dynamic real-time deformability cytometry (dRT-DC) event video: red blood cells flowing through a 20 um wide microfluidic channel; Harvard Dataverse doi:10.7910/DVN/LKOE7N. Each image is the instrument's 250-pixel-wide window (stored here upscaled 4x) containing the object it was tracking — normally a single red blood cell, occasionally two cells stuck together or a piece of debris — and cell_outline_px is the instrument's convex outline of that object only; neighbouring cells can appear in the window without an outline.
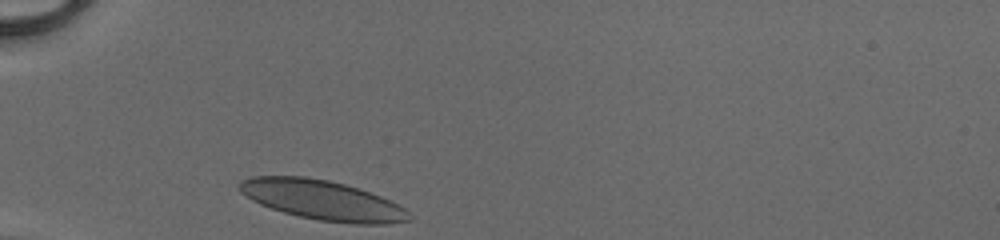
{"species": "human", "species_latin": "Homo sapiens", "temperature_condition": "cold", "stored_images_in_passage": 27, "camera_frame_rate_fps": 3000, "um_per_image_px": 0.085, "donor": {"sex": "male"}, "frame": {"image": 1, "passage_image": 1, "time_ms": 0.0, "image_size_px": [1000, 240], "cell_outline_px": [[412, 220], [388, 224], [356, 224], [320, 220], [300, 216], [284, 212], [260, 204], [252, 200], [240, 192], [240, 184], [244, 180], [252, 176], [304, 176], [328, 180], [344, 184], [380, 196], [404, 208], [408, 212]], "centroid_in_image_um": [27.41, 17.01], "position_along_channel_um": 57.6, "area_um2": 38.67}}
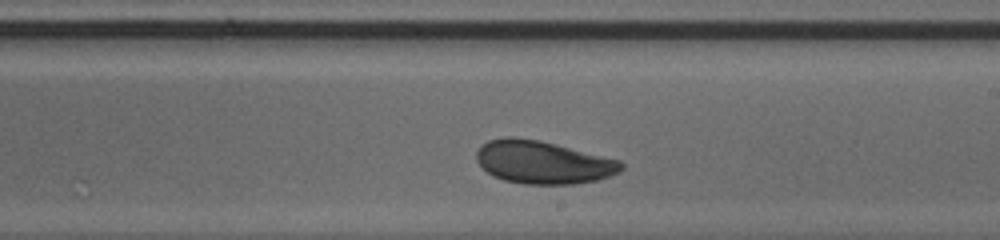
{"frame": {"image": 2, "passage_image": 16, "time_ms": 5.0, "image_size_px": [1000, 240], "cell_outline_px": [[624, 168], [620, 172], [596, 180], [572, 184], [524, 184], [504, 180], [492, 176], [476, 160], [476, 152], [488, 140], [504, 136], [516, 136], [540, 140], [620, 160], [624, 164]], "centroid_in_image_um": [46.15, 13.78], "position_along_channel_um": 242.9, "area_um2": 36.24}}
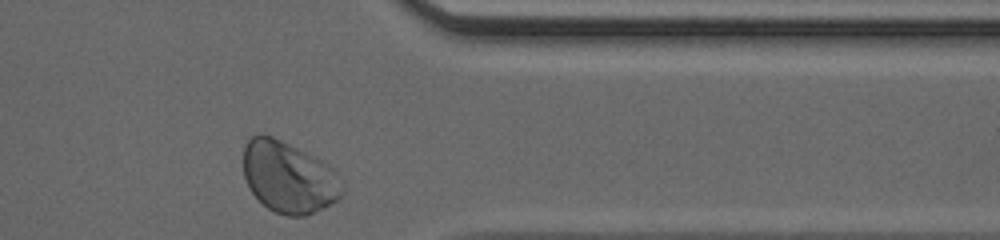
{"frame": {"image": 3, "passage_image": 27, "time_ms": 8.667, "image_size_px": [1000, 240], "cell_outline_px": [[344, 192], [336, 200], [324, 208], [304, 216], [288, 216], [276, 212], [268, 208], [248, 188], [244, 176], [244, 148], [248, 140], [252, 136], [260, 132], [264, 132], [320, 160], [332, 168], [336, 172], [344, 184]], "centroid_in_image_um": [24.54, 15.06], "position_along_channel_um": 386.9, "area_um2": 40.98}, "authors_computed_cell_mechanics": {"area_um2": 36.5296, "velocity_mm_per_s": 4.065, "shape_relaxation_time_tau1_ms": 3.156, "shape_relaxation_time_tau2_ms": 0.885, "deformation_change_tau1": 0.0962, "deformation_change_tau2": 0.0373}}